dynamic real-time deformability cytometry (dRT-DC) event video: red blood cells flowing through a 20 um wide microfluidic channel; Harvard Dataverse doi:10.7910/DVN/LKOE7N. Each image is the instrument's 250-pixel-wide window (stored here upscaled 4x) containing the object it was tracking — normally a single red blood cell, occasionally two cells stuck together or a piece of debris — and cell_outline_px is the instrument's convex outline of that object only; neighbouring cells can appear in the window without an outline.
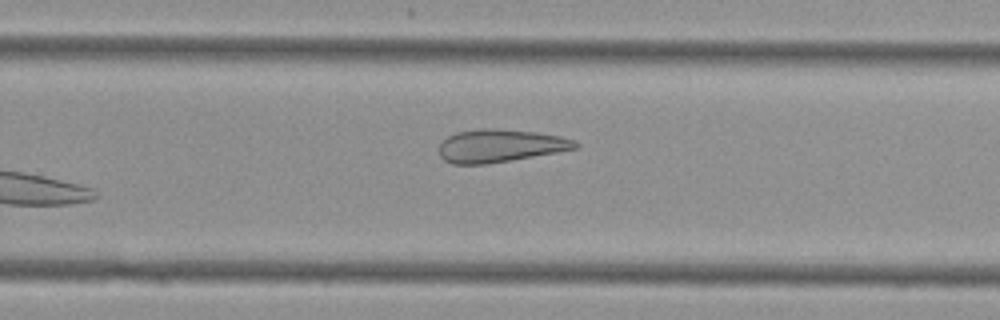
{"species": "Egyptian fruit bat (a non-hibernating species)", "species_latin": "Rousettus aegyptiacus", "temperature_condition": "cold", "stored_images_in_passage": 13, "camera_frame_rate_fps": 3000, "um_per_image_px": 0.085, "animal": {"sex": "female"}, "frame": {"image": 1, "passage_image": 13, "time_ms": 4.0, "image_size_px": [1000, 320], "cell_outline_px": [[580, 148], [488, 164], [452, 164], [444, 160], [440, 156], [440, 144], [448, 136], [456, 132], [480, 128], [492, 128], [536, 132], [560, 136], [576, 140], [580, 144]], "centroid_in_image_um": [42.54, 12.39], "position_along_channel_um": 287.3, "area_um2": 26.18}}